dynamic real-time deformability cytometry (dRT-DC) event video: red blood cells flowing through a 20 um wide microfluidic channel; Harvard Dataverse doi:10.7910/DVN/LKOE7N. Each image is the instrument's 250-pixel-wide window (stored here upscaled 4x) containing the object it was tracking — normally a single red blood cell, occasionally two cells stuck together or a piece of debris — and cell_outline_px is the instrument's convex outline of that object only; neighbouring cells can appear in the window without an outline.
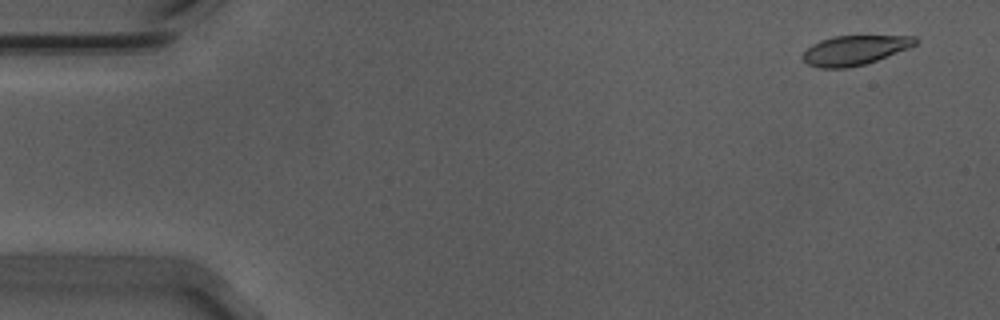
{"species": "Egyptian fruit bat (a non-hibernating species)", "species_latin": "Rousettus aegyptiacus", "temperature_condition": "warm", "stored_images_in_passage": 55, "camera_frame_rate_fps": 3000, "um_per_image_px": 0.085, "animal": {"sex": "male"}, "frame": {"image": 1, "passage_image": 3, "time_ms": 0.667, "image_size_px": [1000, 320], "cell_outline_px": [[920, 40], [916, 44], [908, 48], [876, 60], [864, 64], [848, 68], [820, 68], [808, 64], [800, 56], [812, 44], [820, 40], [832, 36], [916, 36]], "centroid_in_image_um": [72.63, 4.26], "position_along_channel_um": 12.4, "area_um2": 19.31}}
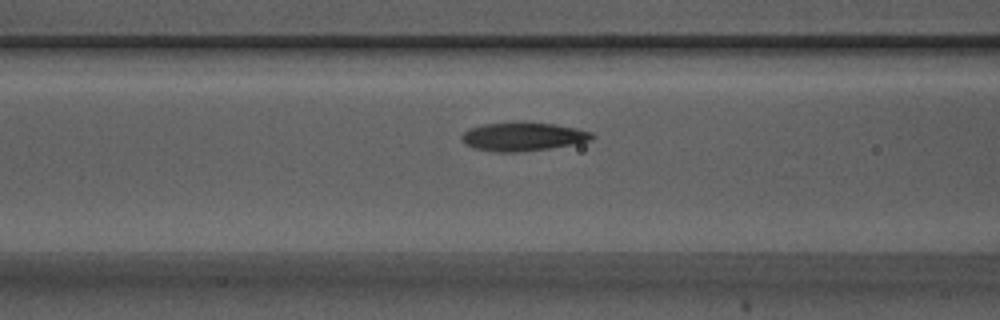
{"frame": {"image": 2, "passage_image": 22, "time_ms": 7.0, "image_size_px": [1000, 320], "cell_outline_px": [[596, 136], [592, 140], [572, 144], [548, 148], [516, 152], [492, 152], [472, 148], [464, 144], [460, 140], [460, 136], [468, 128], [484, 124], [556, 124], [576, 128], [592, 132]], "centroid_in_image_um": [44.41, 11.64], "position_along_channel_um": 122.2, "area_um2": 21.27}}
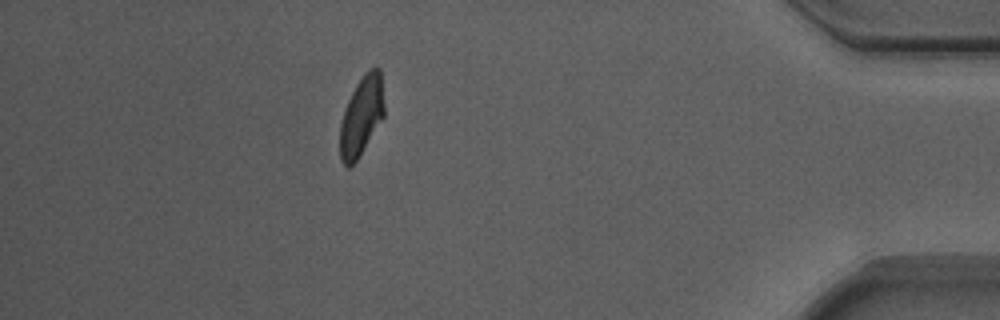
{"frame": {"image": 3, "passage_image": 49, "time_ms": 16.0, "image_size_px": [1000, 320], "cell_outline_px": [[384, 116], [356, 160], [348, 168], [340, 160], [340, 124], [344, 108], [356, 84], [364, 72], [368, 68], [376, 64], [380, 68], [384, 104]], "centroid_in_image_um": [30.72, 9.79], "position_along_channel_um": 404.5, "area_um2": 20.46}, "authors_computed_cell_mechanics": {"area_um2": 20.9814, "velocity_mm_per_s": 3.6962, "shape_relaxation_time_tau1_ms": 4.6383, "shape_relaxation_time_tau2_ms": 1.5199, "deformation_change_tau1": 0.1693, "deformation_change_tau2": 0.0839}}